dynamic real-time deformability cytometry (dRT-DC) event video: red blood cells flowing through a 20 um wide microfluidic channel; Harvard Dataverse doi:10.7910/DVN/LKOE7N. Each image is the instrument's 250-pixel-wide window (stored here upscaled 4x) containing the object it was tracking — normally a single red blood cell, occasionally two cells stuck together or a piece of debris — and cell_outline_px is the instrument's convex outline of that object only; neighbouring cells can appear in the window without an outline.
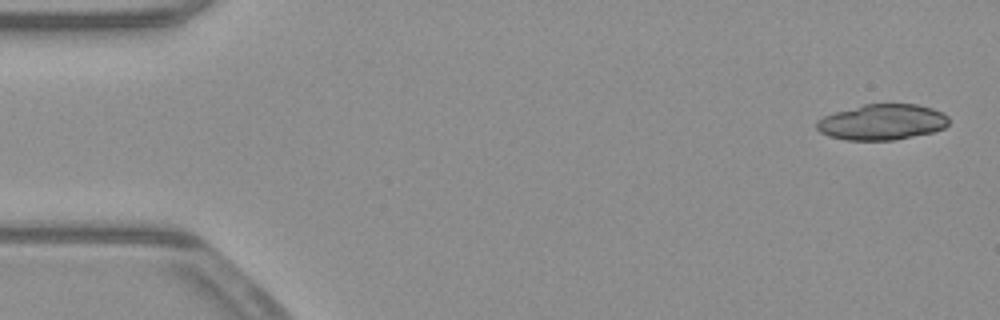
{"species": "common noctule bat (a hibernating species)", "species_latin": "Nyctalus noctula", "temperature_condition": "warm", "stored_images_in_passage": 20, "camera_frame_rate_fps": 3000, "um_per_image_px": 0.085, "animal": {"sex": "male", "body_mass_g": 23.1, "forearm_length_mm": 52.7}, "frame": {"image": 1, "passage_image": 2, "time_ms": 0.333, "image_size_px": [1000, 320], "cell_outline_px": [[948, 124], [944, 128], [932, 132], [896, 140], [844, 140], [828, 136], [820, 132], [816, 128], [816, 120], [824, 116], [836, 112], [864, 104], [916, 104], [932, 108], [948, 116]], "centroid_in_image_um": [74.96, 10.38], "position_along_channel_um": 10.0, "area_um2": 27.51}}